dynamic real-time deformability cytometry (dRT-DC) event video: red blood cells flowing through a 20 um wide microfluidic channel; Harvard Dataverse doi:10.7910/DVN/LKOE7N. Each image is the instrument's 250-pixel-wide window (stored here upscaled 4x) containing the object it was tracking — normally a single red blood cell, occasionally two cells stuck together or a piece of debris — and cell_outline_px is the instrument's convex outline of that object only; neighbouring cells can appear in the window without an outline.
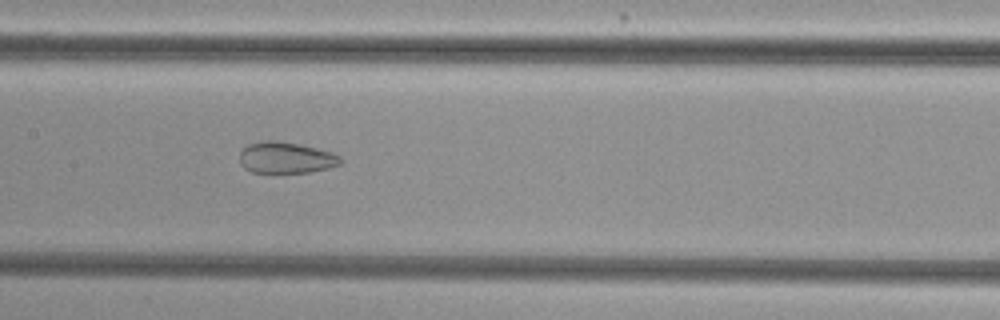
{"species": "common noctule bat (a hibernating species)", "species_latin": "Nyctalus noctula", "temperature_condition": "cold", "stored_images_in_passage": 54, "camera_frame_rate_fps": 3000, "um_per_image_px": 0.085, "animal": {"sex": "female", "body_mass_g": 29.2, "forearm_length_mm": 56.3}, "frame": {"image": 1, "passage_image": 27, "time_ms": 8.667, "image_size_px": [1000, 320], "cell_outline_px": [[340, 164], [328, 168], [308, 172], [252, 172], [244, 168], [240, 164], [240, 152], [248, 144], [264, 140], [276, 140], [300, 144], [332, 152], [340, 156]], "centroid_in_image_um": [24.28, 13.39], "position_along_channel_um": 183.1, "area_um2": 18.32}}
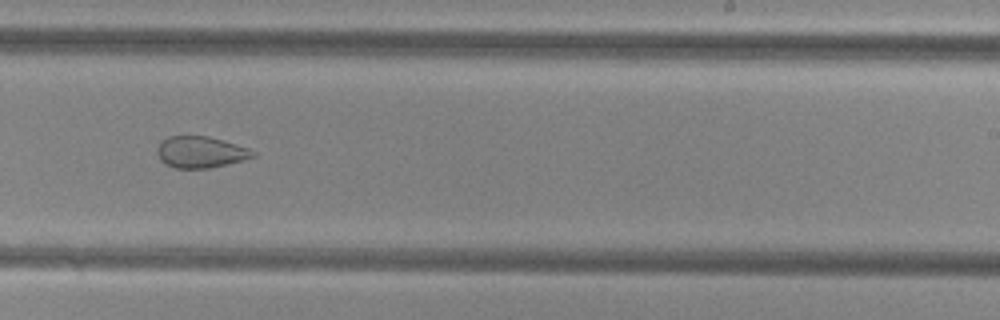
{"frame": {"image": 2, "passage_image": 34, "time_ms": 11.0, "image_size_px": [1000, 320], "cell_outline_px": [[256, 156], [208, 168], [176, 168], [164, 164], [160, 160], [156, 152], [156, 148], [160, 140], [168, 136], [208, 136], [248, 148], [256, 152]], "centroid_in_image_um": [16.97, 12.92], "position_along_channel_um": 272.0, "area_um2": 17.46}}
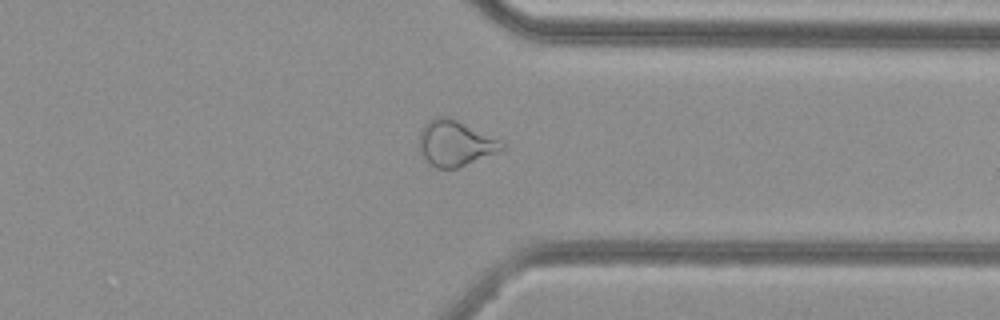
{"frame": {"image": 3, "passage_image": 42, "time_ms": 13.667, "image_size_px": [1000, 320], "cell_outline_px": [[504, 148], [496, 152], [456, 168], [436, 168], [420, 152], [420, 132], [424, 124], [428, 120], [436, 116], [448, 116], [500, 140], [504, 144]], "centroid_in_image_um": [38.66, 12.15], "position_along_channel_um": 372.7, "area_um2": 21.39}, "authors_computed_cell_mechanics": {"area_um2": 24.5361, "velocity_mm_per_s": 3.8277, "shape_relaxation_time_tau1_ms": null, "shape_relaxation_time_tau2_ms": 1.5139, "deformation_change_tau1": null, "deformation_change_tau2": 0.0735}}